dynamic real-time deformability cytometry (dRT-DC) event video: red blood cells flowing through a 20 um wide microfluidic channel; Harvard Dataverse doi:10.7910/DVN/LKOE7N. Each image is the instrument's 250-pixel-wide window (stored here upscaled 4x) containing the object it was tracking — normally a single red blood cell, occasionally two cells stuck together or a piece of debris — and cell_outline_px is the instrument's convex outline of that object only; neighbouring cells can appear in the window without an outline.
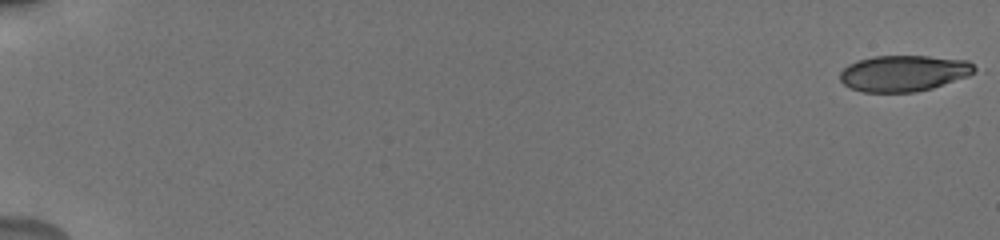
{"species": "human", "species_latin": "Homo sapiens", "temperature_condition": "cold", "stored_images_in_passage": 55, "camera_frame_rate_fps": 3000, "um_per_image_px": 0.085, "donor": {"sex": "male"}, "frame": {"image": 1, "passage_image": 1, "time_ms": 0.0, "image_size_px": [1000, 240], "cell_outline_px": [[980, 68], [976, 72], [968, 76], [932, 88], [916, 92], [864, 92], [852, 88], [844, 84], [840, 80], [840, 72], [848, 64], [856, 60], [872, 56], [928, 56], [968, 60]], "centroid_in_image_um": [76.85, 6.21], "position_along_channel_um": 8.1, "area_um2": 28.55}}
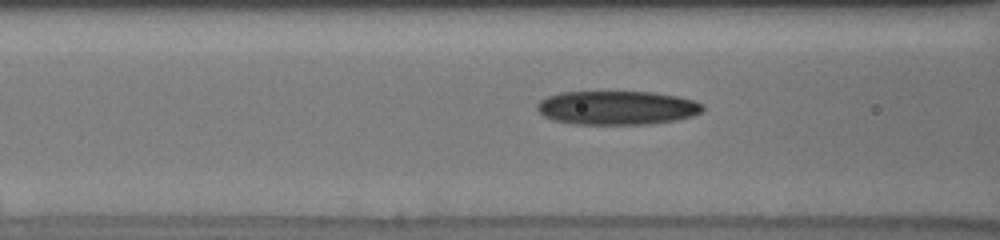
{"frame": {"image": 2, "passage_image": 25, "time_ms": 8.0, "image_size_px": [1000, 240], "cell_outline_px": [[704, 108], [700, 112], [692, 116], [676, 120], [652, 124], [572, 124], [552, 120], [544, 116], [536, 108], [536, 104], [540, 100], [548, 96], [560, 92], [652, 92], [676, 96], [692, 100], [704, 104]], "centroid_in_image_um": [52.42, 9.17], "position_along_channel_um": 114.2, "area_um2": 32.77}}
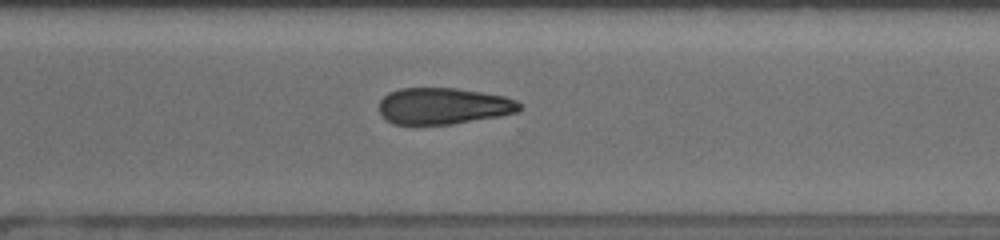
{"frame": {"image": 3, "passage_image": 42, "time_ms": 13.667, "image_size_px": [1000, 240], "cell_outline_px": [[524, 108], [516, 112], [500, 116], [452, 124], [392, 124], [384, 120], [380, 112], [380, 100], [388, 92], [400, 88], [456, 88], [504, 96], [516, 100]], "centroid_in_image_um": [37.67, 9.01], "position_along_channel_um": 332.9, "area_um2": 29.94}, "authors_computed_cell_mechanics": {"area_um2": 30.345, "velocity_mm_per_s": 3.8685, "shape_relaxation_time_tau1_ms": 6.6108, "shape_relaxation_time_tau2_ms": null, "deformation_change_tau1": 0.1141, "deformation_change_tau2": null}}